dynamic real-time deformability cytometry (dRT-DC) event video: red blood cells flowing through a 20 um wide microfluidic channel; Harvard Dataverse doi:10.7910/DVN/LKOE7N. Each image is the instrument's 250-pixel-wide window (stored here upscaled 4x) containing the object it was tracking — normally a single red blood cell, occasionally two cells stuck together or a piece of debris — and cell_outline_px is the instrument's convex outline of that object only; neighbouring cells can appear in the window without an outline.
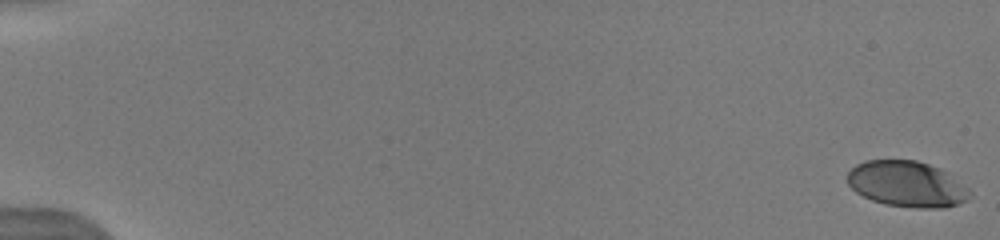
{"species": "human", "species_latin": "Homo sapiens", "temperature_condition": "warm", "stored_images_in_passage": 14, "camera_frame_rate_fps": 3000, "um_per_image_px": 0.085, "donor": {"sex": "male"}, "frame": {"image": 1, "passage_image": 1, "time_ms": 0.0, "image_size_px": [1000, 240], "cell_outline_px": [[972, 192], [964, 200], [956, 204], [944, 208], [916, 208], [884, 204], [872, 200], [856, 192], [848, 184], [848, 172], [856, 164], [864, 160], [916, 160], [940, 168], [968, 188]], "centroid_in_image_um": [77.05, 15.64], "position_along_channel_um": 7.9, "area_um2": 32.48}}
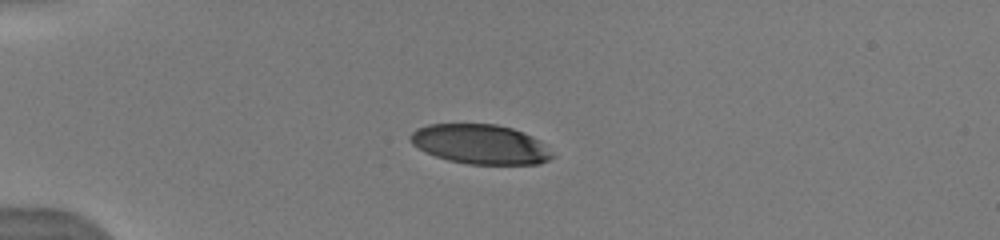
{"frame": {"image": 2, "passage_image": 7, "time_ms": 4.667, "image_size_px": [1000, 240], "cell_outline_px": [[556, 156], [540, 164], [468, 164], [448, 160], [424, 152], [412, 144], [408, 140], [408, 136], [416, 128], [428, 124], [496, 124], [512, 128], [524, 132], [540, 140]], "centroid_in_image_um": [40.82, 12.26], "position_along_channel_um": 44.2, "area_um2": 33.06}}